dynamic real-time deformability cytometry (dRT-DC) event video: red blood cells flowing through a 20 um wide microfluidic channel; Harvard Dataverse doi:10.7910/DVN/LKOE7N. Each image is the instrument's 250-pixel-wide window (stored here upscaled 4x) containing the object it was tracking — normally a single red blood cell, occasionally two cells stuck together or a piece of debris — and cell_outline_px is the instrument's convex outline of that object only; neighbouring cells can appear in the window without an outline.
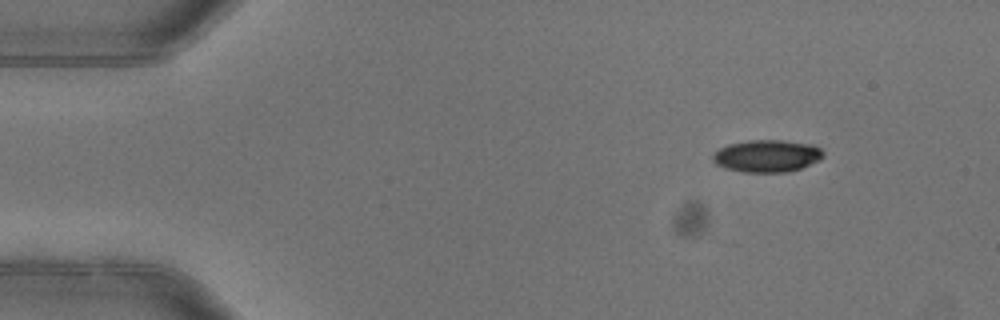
{"species": "common noctule bat (a hibernating species)", "species_latin": "Nyctalus noctula", "temperature_condition": "warm", "stored_images_in_passage": 3, "camera_frame_rate_fps": 3000, "um_per_image_px": 0.085, "animal": {"sex": "female"}, "frame": {"image": 1, "passage_image": 1, "time_ms": 0.0, "image_size_px": [1000, 320], "cell_outline_px": [[824, 156], [820, 160], [800, 168], [788, 172], [740, 172], [716, 164], [712, 160], [712, 156], [720, 148], [728, 144], [748, 140], [784, 140], [812, 144], [820, 148], [824, 152]], "centroid_in_image_um": [65.21, 13.25], "position_along_channel_um": 19.8, "area_um2": 20.81}}
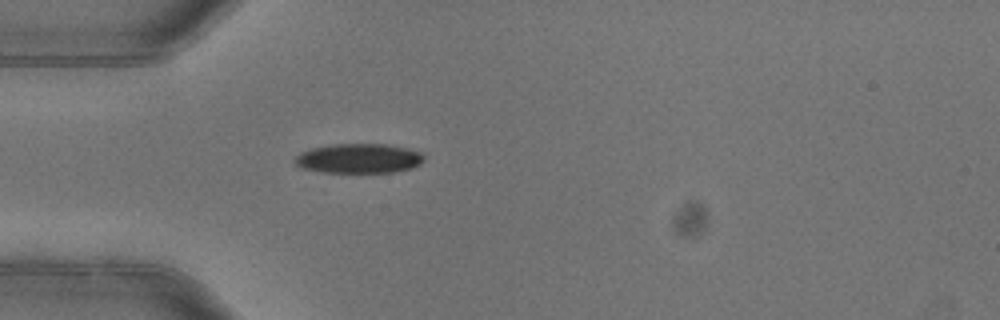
{"frame": {"image": 2, "passage_image": 3, "time_ms": 0.667, "image_size_px": [1000, 320], "cell_outline_px": [[424, 160], [420, 164], [412, 168], [396, 172], [320, 172], [300, 168], [292, 164], [292, 160], [300, 152], [312, 148], [332, 144], [388, 144], [420, 152], [424, 156]], "centroid_in_image_um": [30.44, 13.47], "position_along_channel_um": 54.6, "area_um2": 22.48}}